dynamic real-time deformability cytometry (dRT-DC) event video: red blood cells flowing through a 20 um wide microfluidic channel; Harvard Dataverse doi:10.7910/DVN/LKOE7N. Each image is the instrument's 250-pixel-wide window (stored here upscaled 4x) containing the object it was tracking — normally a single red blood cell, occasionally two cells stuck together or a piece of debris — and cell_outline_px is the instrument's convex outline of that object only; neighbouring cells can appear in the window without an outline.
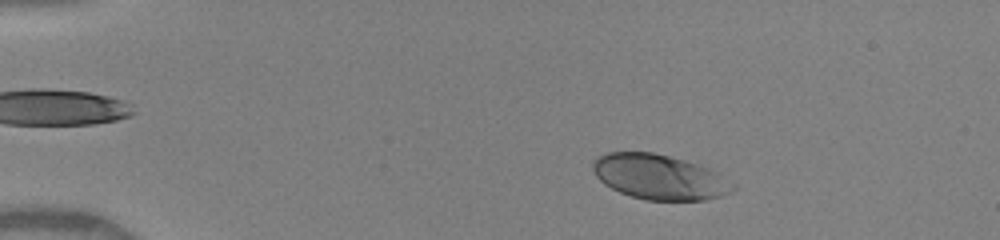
{"species": "human", "species_latin": "Homo sapiens", "temperature_condition": "warm", "stored_images_in_passage": 41, "camera_frame_rate_fps": 3000, "um_per_image_px": 0.085, "donor": {"sex": "female"}, "frame": {"image": 1, "passage_image": 6, "time_ms": 1.667, "image_size_px": [1000, 240], "cell_outline_px": [[740, 188], [732, 192], [720, 196], [704, 200], [648, 200], [632, 196], [620, 192], [604, 184], [596, 176], [592, 168], [592, 164], [600, 156], [608, 152], [652, 152], [684, 160], [708, 168], [716, 172], [736, 184]], "centroid_in_image_um": [56.09, 15.05], "position_along_channel_um": 28.9, "area_um2": 36.53}}
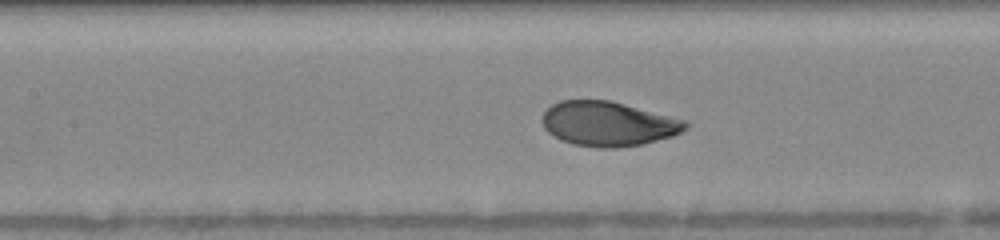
{"frame": {"image": 2, "passage_image": 21, "time_ms": 6.667, "image_size_px": [1000, 240], "cell_outline_px": [[688, 128], [672, 136], [644, 144], [616, 148], [596, 148], [572, 144], [560, 140], [548, 132], [544, 128], [540, 120], [544, 112], [552, 104], [560, 100], [612, 100], [684, 120], [688, 124]], "centroid_in_image_um": [51.66, 10.53], "position_along_channel_um": 155.7, "area_um2": 37.45}}
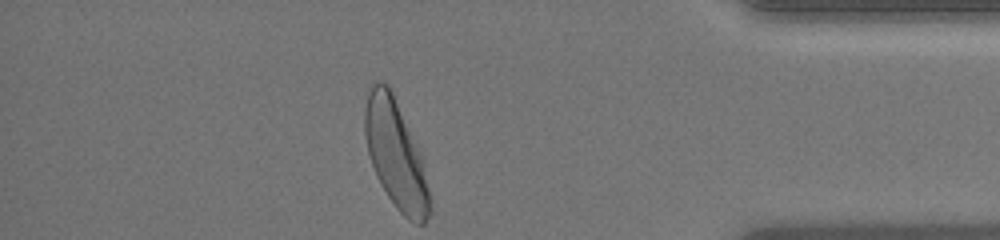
{"frame": {"image": 3, "passage_image": 41, "time_ms": 13.333, "image_size_px": [1000, 240], "cell_outline_px": [[432, 208], [424, 224], [416, 224], [408, 220], [396, 208], [380, 184], [376, 176], [368, 152], [364, 132], [364, 108], [372, 84], [376, 80], [380, 80], [388, 84], [392, 92], [424, 160]], "centroid_in_image_um": [33.65, 13.16], "position_along_channel_um": 401.6, "area_um2": 40.98}, "authors_computed_cell_mechanics": {"area_um2": 37.5122, "velocity_mm_per_s": 4.1002, "shape_relaxation_time_tau1_ms": 2.2242, "shape_relaxation_time_tau2_ms": null, "deformation_change_tau1": 0.1462, "deformation_change_tau2": null}}